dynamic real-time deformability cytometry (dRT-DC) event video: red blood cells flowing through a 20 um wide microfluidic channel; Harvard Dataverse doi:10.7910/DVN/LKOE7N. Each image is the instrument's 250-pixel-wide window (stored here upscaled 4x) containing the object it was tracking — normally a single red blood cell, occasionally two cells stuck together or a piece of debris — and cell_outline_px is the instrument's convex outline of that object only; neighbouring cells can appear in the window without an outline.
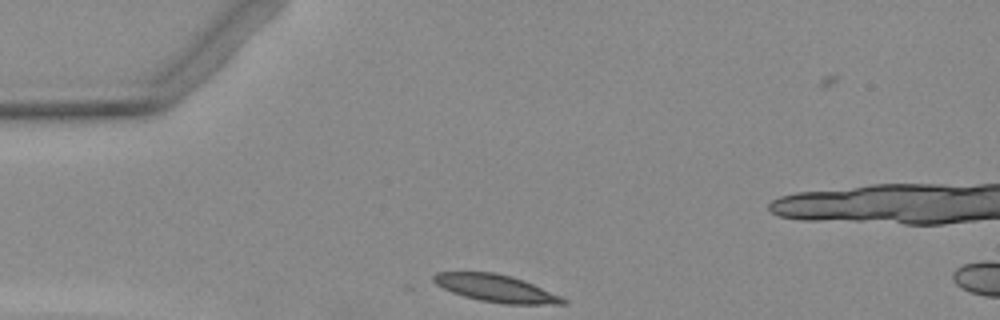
{"species": "Egyptian fruit bat (a non-hibernating species)", "species_latin": "Rousettus aegyptiacus", "temperature_condition": "warm", "stored_images_in_passage": 9, "camera_frame_rate_fps": 3000, "um_per_image_px": 0.085, "animal": {"sex": "female"}, "frame": {"image": 1, "passage_image": 6, "time_ms": 1.667, "image_size_px": [1000, 320], "cell_outline_px": [[568, 304], [504, 304], [480, 300], [464, 296], [452, 292], [436, 284], [432, 280], [432, 276], [436, 272], [496, 272], [512, 276], [524, 280], [560, 296], [568, 300]], "centroid_in_image_um": [42.16, 24.5], "position_along_channel_um": 42.8, "area_um2": 20.58}}